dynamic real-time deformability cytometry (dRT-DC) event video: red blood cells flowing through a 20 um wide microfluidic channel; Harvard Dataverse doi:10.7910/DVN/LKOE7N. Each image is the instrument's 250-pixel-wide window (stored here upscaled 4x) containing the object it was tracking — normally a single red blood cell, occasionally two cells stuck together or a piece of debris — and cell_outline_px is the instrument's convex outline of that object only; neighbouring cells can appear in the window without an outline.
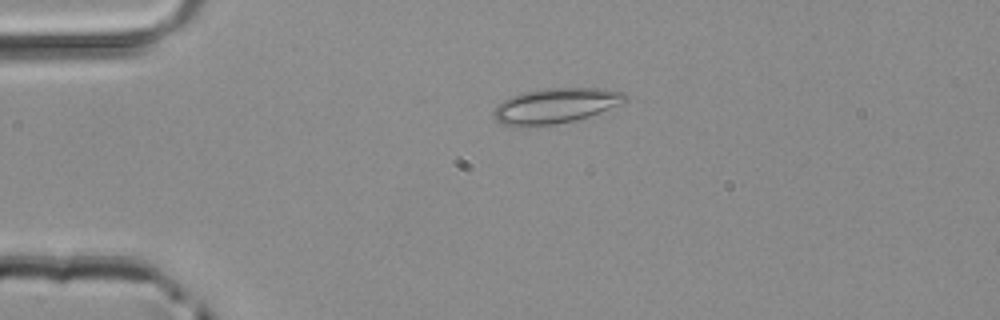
{"species": "common noctule bat (a hibernating species)", "species_latin": "Nyctalus noctula", "temperature_condition": "room temperature", "stored_images_in_passage": 39, "camera_frame_rate_fps": 3000, "um_per_image_px": 0.085, "animal": {"sex": "male", "body_mass_g": 20.4}, "frame": {"image": 1, "passage_image": 1, "time_ms": 0.0, "image_size_px": [1000, 320], "cell_outline_px": [[628, 100], [620, 104], [600, 112], [576, 120], [556, 124], [516, 128], [500, 124], [496, 120], [492, 112], [496, 104], [512, 96], [524, 92], [544, 88], [600, 88], [624, 92], [628, 96]], "centroid_in_image_um": [47.18, 9.0], "position_along_channel_um": 37.8, "area_um2": 27.34}}
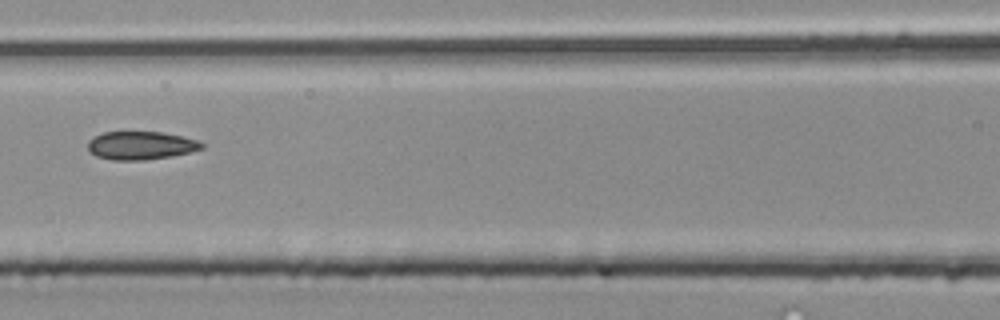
{"frame": {"image": 2, "passage_image": 12, "time_ms": 3.667, "image_size_px": [1000, 320], "cell_outline_px": [[204, 148], [192, 152], [172, 156], [144, 160], [112, 160], [96, 156], [88, 152], [88, 140], [104, 132], [164, 132], [196, 140], [204, 144]], "centroid_in_image_um": [11.96, 12.37], "position_along_channel_um": 154.6, "area_um2": 18.79}}
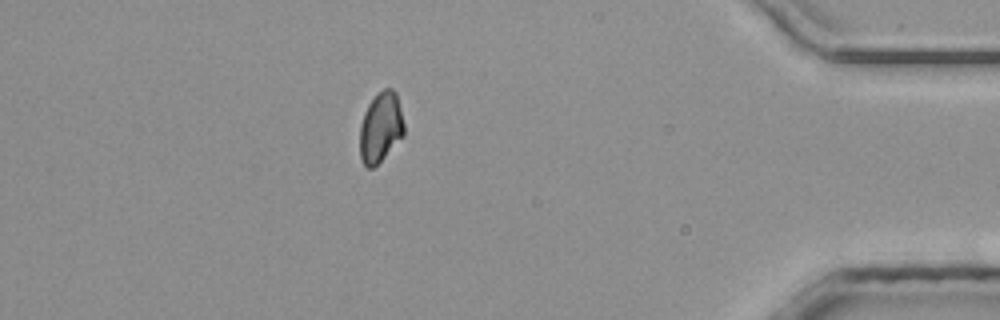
{"frame": {"image": 3, "passage_image": 33, "time_ms": 10.667, "image_size_px": [1000, 320], "cell_outline_px": [[404, 136], [372, 168], [368, 168], [364, 164], [360, 156], [360, 124], [364, 112], [368, 104], [376, 92], [384, 88], [392, 88], [396, 92], [404, 124]], "centroid_in_image_um": [32.35, 10.78], "position_along_channel_um": 402.9, "area_um2": 18.09}}